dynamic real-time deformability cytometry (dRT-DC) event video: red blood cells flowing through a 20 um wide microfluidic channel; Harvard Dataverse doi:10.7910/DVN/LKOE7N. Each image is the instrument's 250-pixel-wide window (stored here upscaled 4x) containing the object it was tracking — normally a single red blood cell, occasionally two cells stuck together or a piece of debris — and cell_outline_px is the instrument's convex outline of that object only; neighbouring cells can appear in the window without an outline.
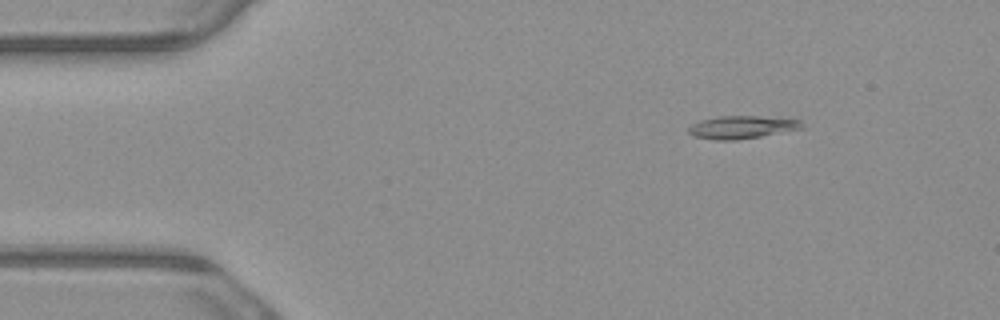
{"species": "common noctule bat (a hibernating species)", "species_latin": "Nyctalus noctula", "temperature_condition": "warm", "stored_images_in_passage": 5, "camera_frame_rate_fps": 3000, "um_per_image_px": 0.085, "animal": {"sex": "male", "body_mass_g": 23.1, "forearm_length_mm": 52.7}, "frame": {"image": 1, "passage_image": 3, "time_ms": 0.667, "image_size_px": [1000, 320], "cell_outline_px": [[804, 128], [760, 136], [736, 140], [716, 140], [696, 136], [688, 132], [688, 128], [692, 124], [700, 120], [716, 116], [760, 116], [800, 120]], "centroid_in_image_um": [63.04, 10.8], "position_along_channel_um": 22.0, "area_um2": 14.91}}